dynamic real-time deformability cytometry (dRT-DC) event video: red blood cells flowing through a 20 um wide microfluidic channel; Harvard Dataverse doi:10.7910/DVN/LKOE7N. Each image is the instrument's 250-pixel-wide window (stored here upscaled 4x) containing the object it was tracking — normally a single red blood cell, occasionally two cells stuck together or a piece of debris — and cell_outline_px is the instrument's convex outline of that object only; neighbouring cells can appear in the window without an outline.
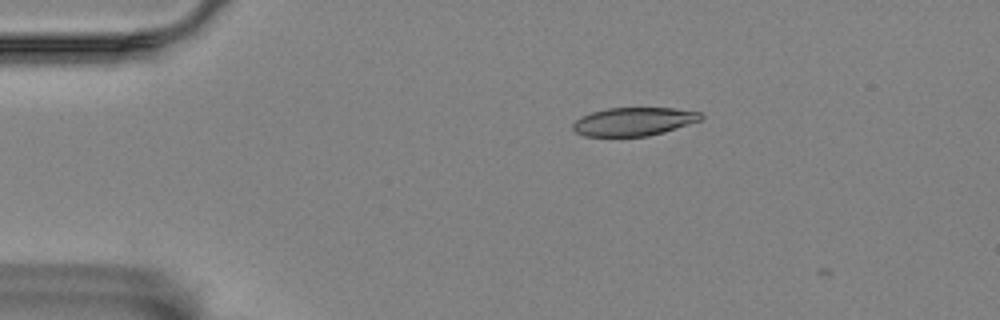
{"species": "Egyptian fruit bat (a non-hibernating species)", "species_latin": "Rousettus aegyptiacus", "temperature_condition": "room temperature", "stored_images_in_passage": 2, "camera_frame_rate_fps": 3000, "um_per_image_px": 0.085, "animal": {"sex": "female"}, "frame": {"image": 1, "passage_image": 1, "time_ms": 0.0, "image_size_px": [1000, 320], "cell_outline_px": [[704, 116], [700, 120], [664, 132], [648, 136], [584, 136], [576, 132], [572, 128], [572, 124], [580, 116], [592, 112], [608, 108], [672, 108], [700, 112]], "centroid_in_image_um": [53.84, 10.33], "position_along_channel_um": 31.2, "area_um2": 21.04}}